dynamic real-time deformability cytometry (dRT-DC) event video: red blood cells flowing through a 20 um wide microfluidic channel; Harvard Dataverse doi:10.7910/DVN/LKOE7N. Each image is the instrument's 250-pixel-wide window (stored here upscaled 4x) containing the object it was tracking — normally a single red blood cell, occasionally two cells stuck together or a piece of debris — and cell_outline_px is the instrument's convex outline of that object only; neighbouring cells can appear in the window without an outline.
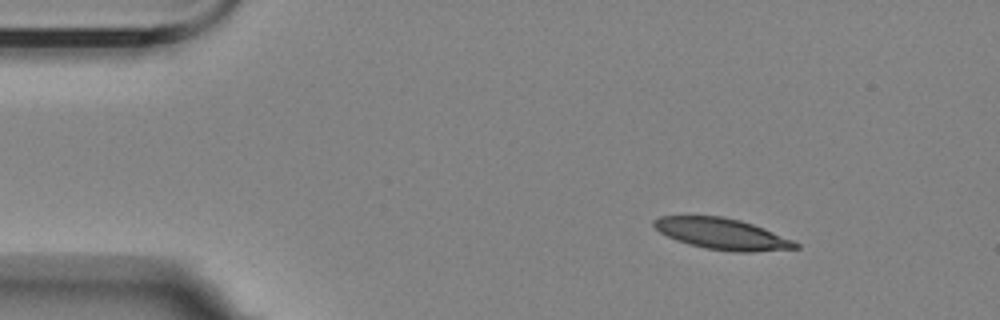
{"species": "Egyptian fruit bat (a non-hibernating species)", "species_latin": "Rousettus aegyptiacus", "temperature_condition": "room temperature", "stored_images_in_passage": 7, "camera_frame_rate_fps": 3000, "um_per_image_px": 0.085, "animal": {"sex": "female"}, "frame": {"image": 1, "passage_image": 1, "time_ms": 0.0, "image_size_px": [1000, 320], "cell_outline_px": [[800, 248], [752, 252], [732, 252], [704, 248], [688, 244], [676, 240], [660, 232], [652, 224], [652, 220], [660, 216], [724, 216], [740, 220], [752, 224], [792, 240], [800, 244]], "centroid_in_image_um": [61.35, 19.88], "position_along_channel_um": 23.6, "area_um2": 25.61}}
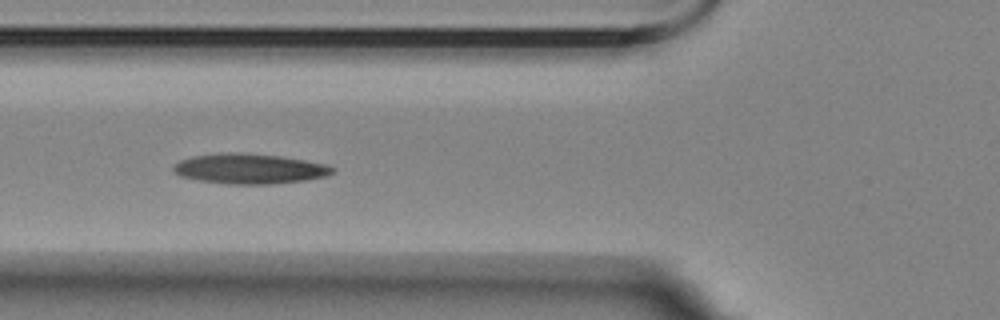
{"frame": {"image": 2, "passage_image": 4, "time_ms": 4.333, "image_size_px": [1000, 320], "cell_outline_px": [[336, 172], [328, 176], [304, 180], [272, 184], [228, 184], [200, 180], [180, 176], [172, 172], [172, 164], [180, 160], [192, 156], [232, 152], [236, 152], [280, 156], [304, 160], [324, 164], [336, 168]], "centroid_in_image_um": [21.2, 14.34], "position_along_channel_um": 104.6, "area_um2": 27.98}}
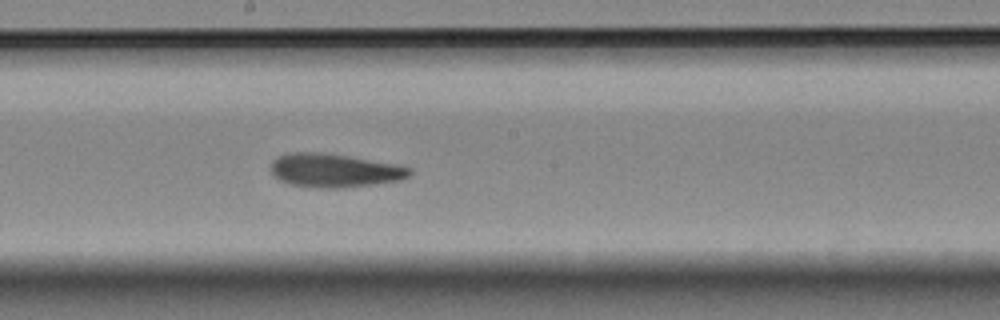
{"frame": {"image": 3, "passage_image": 7, "time_ms": 7.667, "image_size_px": [1000, 320], "cell_outline_px": [[412, 172], [408, 176], [400, 180], [376, 184], [344, 188], [320, 188], [288, 184], [272, 176], [272, 160], [280, 156], [292, 152], [312, 152], [348, 156], [396, 164], [412, 168]], "centroid_in_image_um": [28.43, 14.5], "position_along_channel_um": 219.8, "area_um2": 27.11}}